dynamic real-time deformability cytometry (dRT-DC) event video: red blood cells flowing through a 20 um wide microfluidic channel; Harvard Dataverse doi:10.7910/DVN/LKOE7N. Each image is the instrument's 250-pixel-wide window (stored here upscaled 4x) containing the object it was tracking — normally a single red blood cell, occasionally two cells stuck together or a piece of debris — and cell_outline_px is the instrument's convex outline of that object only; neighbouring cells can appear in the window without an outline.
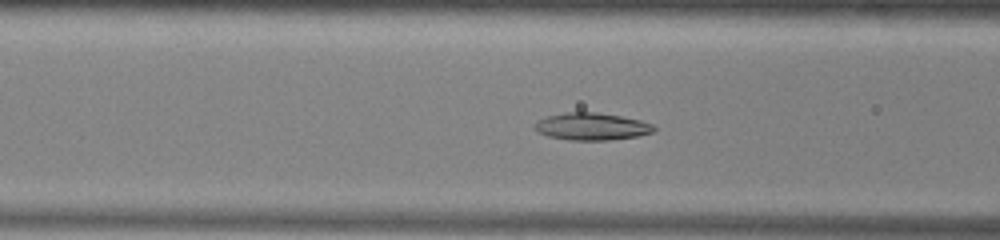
{"species": "common noctule bat (a hibernating species)", "species_latin": "Nyctalus noctula", "temperature_condition": "warm", "stored_images_in_passage": 47, "camera_frame_rate_fps": 3000, "um_per_image_px": 0.085, "animal": {"sex": "male", "body_mass_g": 13.0, "forearm_length_mm": 53.1}, "frame": {"image": 1, "passage_image": 15, "time_ms": 4.667, "image_size_px": [1000, 240], "cell_outline_px": [[656, 128], [652, 132], [636, 136], [608, 140], [568, 140], [548, 136], [540, 132], [536, 128], [536, 124], [540, 120], [548, 116], [564, 112], [596, 112], [620, 116], [640, 120], [652, 124]], "centroid_in_image_um": [50.32, 10.75], "position_along_channel_um": 116.3, "area_um2": 18.61}}
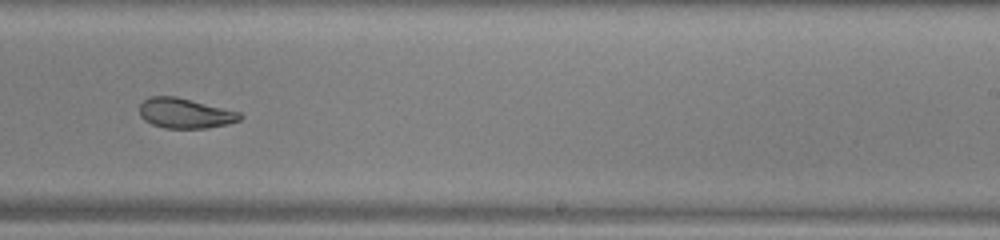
{"frame": {"image": 2, "passage_image": 27, "time_ms": 8.667, "image_size_px": [1000, 240], "cell_outline_px": [[244, 116], [240, 120], [228, 124], [208, 128], [164, 128], [152, 124], [144, 120], [140, 116], [140, 104], [144, 100], [152, 96], [176, 96], [240, 112]], "centroid_in_image_um": [15.74, 9.63], "position_along_channel_um": 273.3, "area_um2": 17.63}}
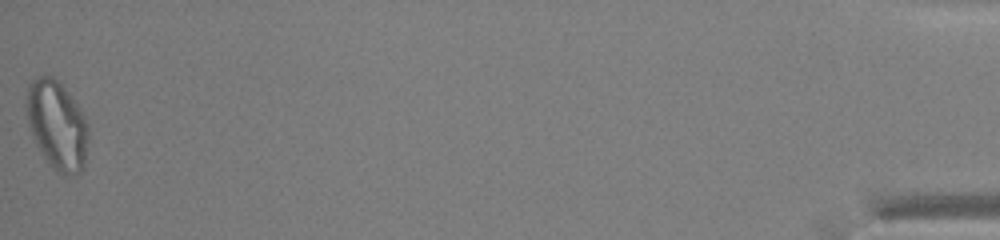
{"frame": {"image": 3, "passage_image": 47, "time_ms": 15.333, "image_size_px": [1000, 240], "cell_outline_px": [[88, 140], [84, 168], [76, 176], [64, 176], [56, 172], [48, 164], [36, 144], [28, 124], [24, 104], [28, 84], [32, 80], [44, 72], [52, 76], [68, 92], [80, 108], [88, 124]], "centroid_in_image_um": [4.83, 10.64], "position_along_channel_um": 430.4, "area_um2": 32.77}, "authors_computed_cell_mechanics": {"area_um2": 20.6346, "velocity_mm_per_s": 3.9343, "shape_relaxation_time_tau1_ms": 6.4908, "shape_relaxation_time_tau2_ms": 3.0684, "deformation_change_tau1": 0.1862, "deformation_change_tau2": 0.0866}}